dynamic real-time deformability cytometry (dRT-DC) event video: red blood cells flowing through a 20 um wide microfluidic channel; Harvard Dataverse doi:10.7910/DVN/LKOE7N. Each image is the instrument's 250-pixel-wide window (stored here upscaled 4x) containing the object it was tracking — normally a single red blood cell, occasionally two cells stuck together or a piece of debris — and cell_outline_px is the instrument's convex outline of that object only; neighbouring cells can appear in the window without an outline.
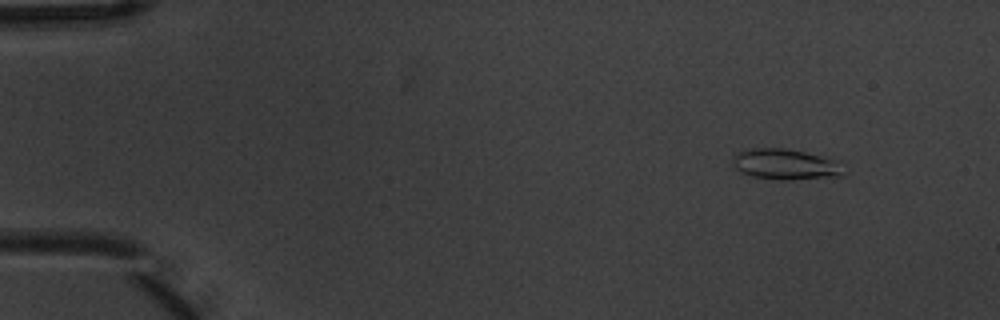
{"species": "common noctule bat (a hibernating species)", "species_latin": "Nyctalus noctula", "temperature_condition": "warm", "stored_images_in_passage": 6, "camera_frame_rate_fps": 3000, "um_per_image_px": 0.085, "animal": {"sex": "male", "body_mass_g": 20.1, "forearm_length_mm": 53.5}, "frame": {"image": 1, "passage_image": 2, "time_ms": 0.333, "image_size_px": [1000, 320], "cell_outline_px": [[840, 176], [792, 180], [776, 180], [752, 176], [740, 172], [736, 168], [732, 160], [732, 156], [736, 152], [752, 148], [784, 148], [804, 152], [840, 160]], "centroid_in_image_um": [66.71, 13.96], "position_along_channel_um": 18.3, "area_um2": 19.88}}